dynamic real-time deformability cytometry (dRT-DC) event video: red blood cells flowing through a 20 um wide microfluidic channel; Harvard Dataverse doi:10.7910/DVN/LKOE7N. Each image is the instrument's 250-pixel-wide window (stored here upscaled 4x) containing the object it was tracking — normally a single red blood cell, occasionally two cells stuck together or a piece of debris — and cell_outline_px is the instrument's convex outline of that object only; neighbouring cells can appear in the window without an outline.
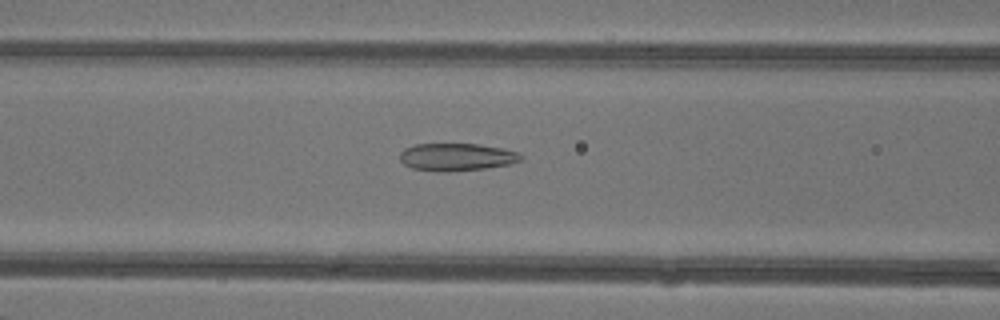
{"species": "common noctule bat (a hibernating species)", "species_latin": "Nyctalus noctula", "temperature_condition": "warm", "stored_images_in_passage": 48, "camera_frame_rate_fps": 3000, "um_per_image_px": 0.085, "animal": {"sex": "female"}, "frame": {"image": 1, "passage_image": 21, "time_ms": 6.667, "image_size_px": [1000, 320], "cell_outline_px": [[524, 156], [520, 160], [508, 164], [484, 168], [448, 172], [444, 172], [412, 168], [404, 164], [400, 160], [400, 152], [404, 148], [412, 144], [480, 144], [504, 148], [520, 152]], "centroid_in_image_um": [38.81, 13.33], "position_along_channel_um": 127.8, "area_um2": 19.54}}
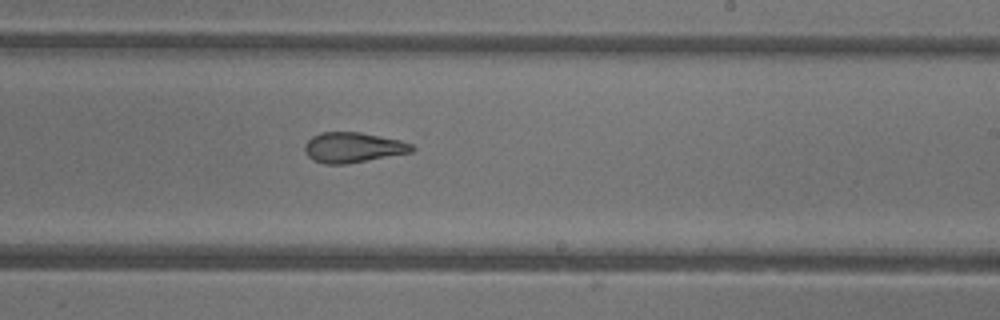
{"frame": {"image": 2, "passage_image": 30, "time_ms": 9.667, "image_size_px": [1000, 320], "cell_outline_px": [[416, 148], [412, 152], [348, 164], [324, 164], [308, 156], [304, 152], [304, 144], [312, 136], [320, 132], [360, 132], [416, 140]], "centroid_in_image_um": [30.17, 12.5], "position_along_channel_um": 258.8, "area_um2": 19.77}}
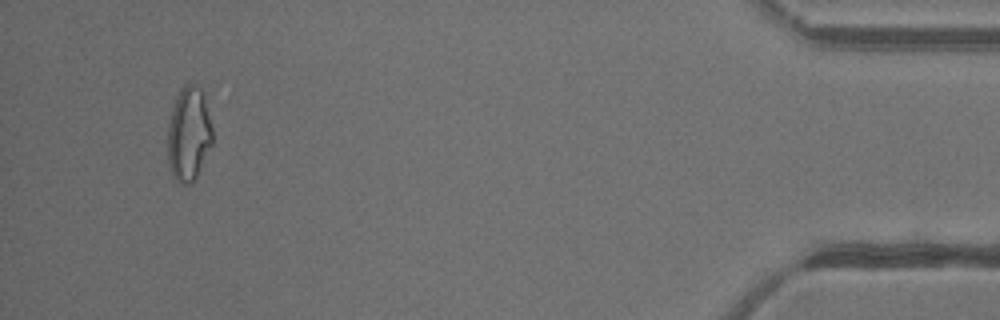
{"frame": {"image": 3, "passage_image": 46, "time_ms": 15.0, "image_size_px": [1000, 320], "cell_outline_px": [[212, 144], [196, 180], [192, 184], [184, 184], [176, 180], [172, 176], [168, 160], [168, 124], [172, 108], [184, 84], [196, 84], [204, 92], [212, 128]], "centroid_in_image_um": [16.06, 11.42], "position_along_channel_um": 419.1, "area_um2": 24.74}, "authors_computed_cell_mechanics": {"area_um2": 21.9929, "velocity_mm_per_s": 4.3806, "shape_relaxation_time_tau1_ms": null, "shape_relaxation_time_tau2_ms": 1.5327, "deformation_change_tau1": null, "deformation_change_tau2": 0.0879}}